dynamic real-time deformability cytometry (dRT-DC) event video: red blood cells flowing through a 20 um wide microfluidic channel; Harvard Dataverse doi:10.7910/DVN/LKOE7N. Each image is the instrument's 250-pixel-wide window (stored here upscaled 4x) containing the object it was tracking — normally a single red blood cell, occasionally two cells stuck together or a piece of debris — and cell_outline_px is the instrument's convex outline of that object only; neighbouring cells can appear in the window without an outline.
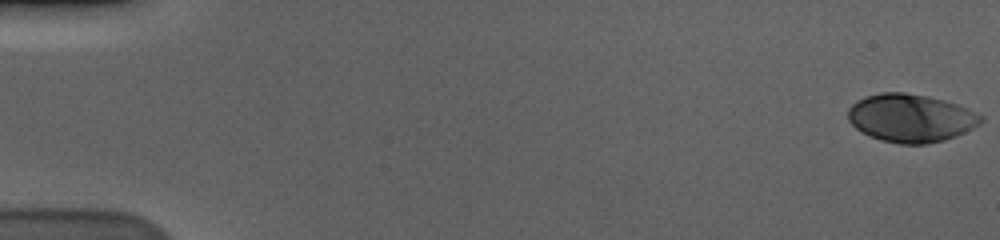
{"species": "human", "species_latin": "Homo sapiens", "temperature_condition": "cold", "stored_images_in_passage": 58, "camera_frame_rate_fps": 3000, "um_per_image_px": 0.085, "donor": {"sex": "male"}, "frame": {"image": 1, "passage_image": 1, "time_ms": 0.0, "image_size_px": [1000, 240], "cell_outline_px": [[984, 120], [980, 124], [956, 136], [944, 140], [928, 144], [900, 144], [880, 140], [856, 128], [848, 120], [848, 108], [856, 100], [864, 96], [880, 92], [904, 92], [928, 96], [944, 100], [968, 108], [984, 116]], "centroid_in_image_um": [77.42, 10.02], "position_along_channel_um": 7.6, "area_um2": 37.4}}
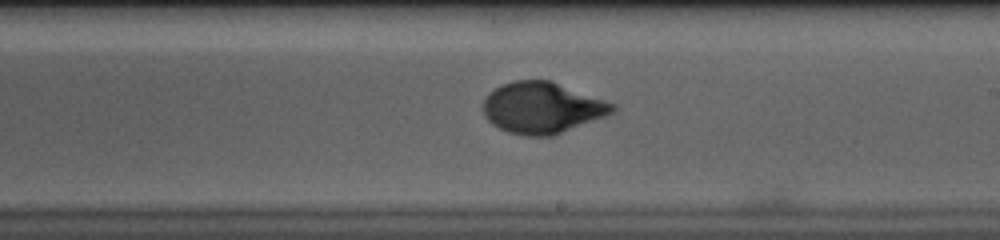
{"frame": {"image": 2, "passage_image": 35, "time_ms": 11.333, "image_size_px": [1000, 240], "cell_outline_px": [[616, 108], [612, 112], [604, 116], [552, 136], [524, 136], [508, 132], [492, 124], [484, 116], [484, 100], [488, 92], [492, 88], [500, 84], [512, 80], [552, 80], [616, 104]], "centroid_in_image_um": [46.05, 9.14], "position_along_channel_um": 243.0, "area_um2": 38.73}}
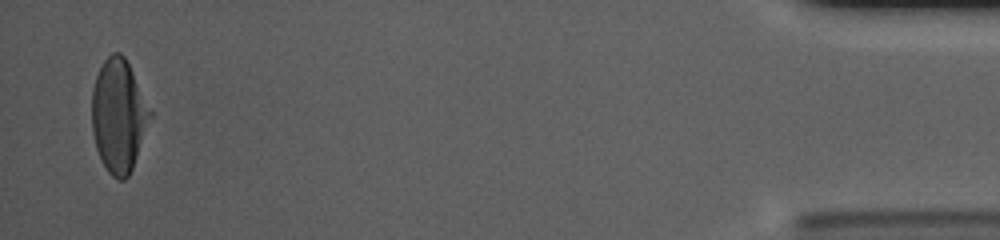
{"frame": {"image": 3, "passage_image": 57, "time_ms": 18.667, "image_size_px": [1000, 240], "cell_outline_px": [[152, 116], [132, 168], [128, 176], [124, 180], [120, 180], [112, 176], [108, 172], [96, 148], [92, 132], [92, 88], [96, 76], [104, 60], [112, 52], [120, 52], [124, 56], [152, 112]], "centroid_in_image_um": [10.07, 9.83], "position_along_channel_um": 425.1, "area_um2": 37.97}, "authors_computed_cell_mechanics": {"area_um2": 37.7434, "velocity_mm_per_s": 3.5934, "shape_relaxation_time_tau1_ms": 4.2006, "shape_relaxation_time_tau2_ms": null, "deformation_change_tau1": 0.2007, "deformation_change_tau2": null}}